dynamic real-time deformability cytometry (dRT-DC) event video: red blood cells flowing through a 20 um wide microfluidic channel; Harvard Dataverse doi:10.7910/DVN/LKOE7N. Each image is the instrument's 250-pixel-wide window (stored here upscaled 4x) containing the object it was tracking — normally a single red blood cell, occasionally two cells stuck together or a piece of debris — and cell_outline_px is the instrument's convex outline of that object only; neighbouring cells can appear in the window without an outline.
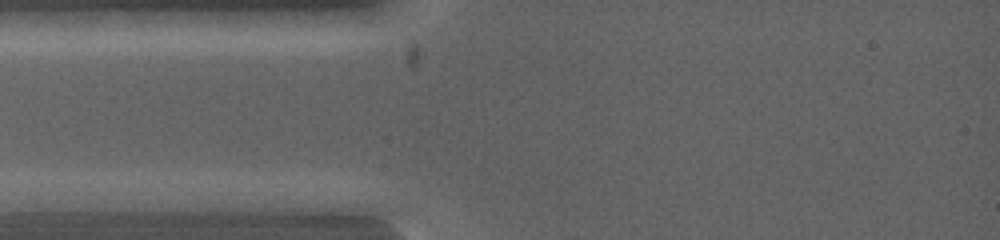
{"species": "common noctule bat (a hibernating species)", "species_latin": "Nyctalus noctula", "temperature_condition": "warm", "stored_images_in_passage": 4, "camera_frame_rate_fps": 5000, "um_per_image_px": 0.085, "animal": {"sex": "female", "body_mass_g": 19.0, "forearm_length_mm": 53.3}, "frame": {"image": 1, "passage_image": 1, "time_ms": 0.0, "image_size_px": [1000, 240], "cell_outline_px": [[124, 200], [88, 212], [40, 212], [16, 200], [64, 192], [92, 192]], "centroid_in_image_um": [5.91, 17.18], "position_along_channel_um": 79.1, "area_um2": 10.69}}